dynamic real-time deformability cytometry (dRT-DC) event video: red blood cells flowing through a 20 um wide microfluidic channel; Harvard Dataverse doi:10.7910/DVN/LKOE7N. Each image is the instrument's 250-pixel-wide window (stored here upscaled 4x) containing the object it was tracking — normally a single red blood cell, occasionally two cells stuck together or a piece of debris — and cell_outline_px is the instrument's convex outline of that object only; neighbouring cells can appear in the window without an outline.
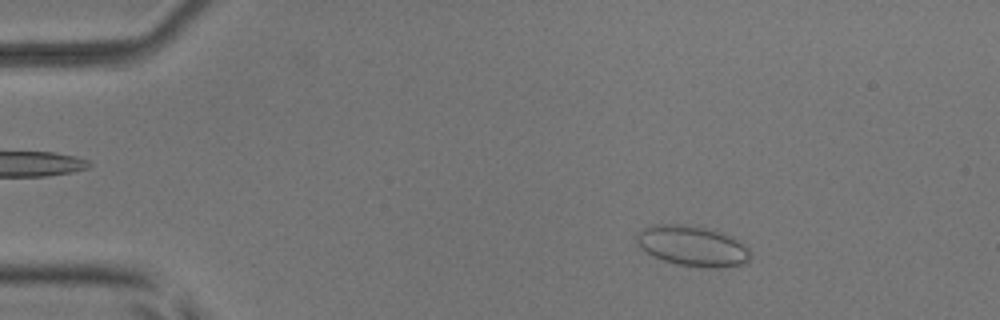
{"species": "common noctule bat (a hibernating species)", "species_latin": "Nyctalus noctula", "temperature_condition": "room temperature", "stored_images_in_passage": 7, "camera_frame_rate_fps": 3000, "um_per_image_px": 0.085, "animal": {"sex": "male", "body_mass_g": 17.9, "forearm_length_mm": 54.2}, "frame": {"image": 1, "passage_image": 4, "time_ms": 1.0, "image_size_px": [1000, 320], "cell_outline_px": [[748, 260], [744, 264], [712, 268], [680, 264], [664, 260], [640, 248], [636, 240], [636, 236], [644, 228], [656, 224], [680, 224], [704, 228], [740, 240], [748, 248]], "centroid_in_image_um": [58.85, 20.9], "position_along_channel_um": 26.2, "area_um2": 25.95}}